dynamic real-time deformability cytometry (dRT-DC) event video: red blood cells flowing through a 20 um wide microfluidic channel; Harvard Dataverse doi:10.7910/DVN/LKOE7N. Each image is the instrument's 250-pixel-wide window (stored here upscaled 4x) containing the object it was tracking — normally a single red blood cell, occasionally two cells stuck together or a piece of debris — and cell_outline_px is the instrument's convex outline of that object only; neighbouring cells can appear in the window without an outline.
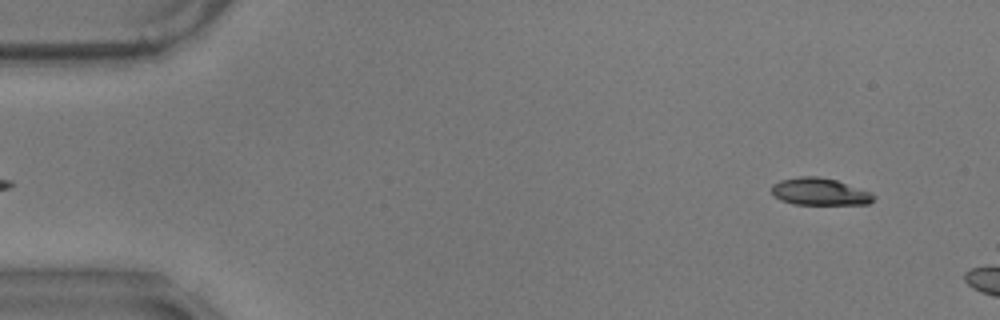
{"species": "common noctule bat (a hibernating species)", "species_latin": "Nyctalus noctula", "temperature_condition": "warm", "stored_images_in_passage": 8, "camera_frame_rate_fps": 3000, "um_per_image_px": 0.085, "animal": {"sex": "male", "body_mass_g": 17.9}, "frame": {"image": 1, "passage_image": 3, "time_ms": 0.667, "image_size_px": [1000, 320], "cell_outline_px": [[876, 196], [868, 204], [792, 204], [780, 200], [772, 192], [772, 184], [780, 180], [800, 176], [816, 176], [836, 180], [868, 192]], "centroid_in_image_um": [69.62, 16.29], "position_along_channel_um": 15.4, "area_um2": 15.9}}